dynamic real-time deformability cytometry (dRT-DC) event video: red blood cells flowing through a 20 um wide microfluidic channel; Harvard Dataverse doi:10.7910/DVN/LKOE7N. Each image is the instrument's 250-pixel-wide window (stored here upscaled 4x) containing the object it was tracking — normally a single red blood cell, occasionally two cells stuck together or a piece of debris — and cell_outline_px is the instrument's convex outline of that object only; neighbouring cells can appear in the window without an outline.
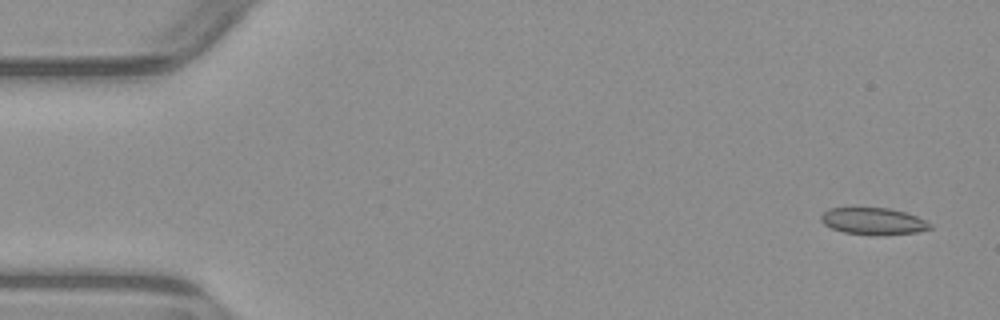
{"species": "common noctule bat (a hibernating species)", "species_latin": "Nyctalus noctula", "temperature_condition": "warm", "stored_images_in_passage": 2, "camera_frame_rate_fps": 3000, "um_per_image_px": 0.085, "animal": {"sex": "male", "body_mass_g": 23.1, "forearm_length_mm": 52.7}, "frame": {"image": 1, "passage_image": 1, "time_ms": 0.0, "image_size_px": [1000, 320], "cell_outline_px": [[932, 228], [916, 232], [844, 232], [832, 228], [824, 224], [820, 220], [820, 216], [828, 208], [888, 208], [904, 212], [916, 216], [932, 224]], "centroid_in_image_um": [74.19, 18.74], "position_along_channel_um": 10.8, "area_um2": 16.01}}